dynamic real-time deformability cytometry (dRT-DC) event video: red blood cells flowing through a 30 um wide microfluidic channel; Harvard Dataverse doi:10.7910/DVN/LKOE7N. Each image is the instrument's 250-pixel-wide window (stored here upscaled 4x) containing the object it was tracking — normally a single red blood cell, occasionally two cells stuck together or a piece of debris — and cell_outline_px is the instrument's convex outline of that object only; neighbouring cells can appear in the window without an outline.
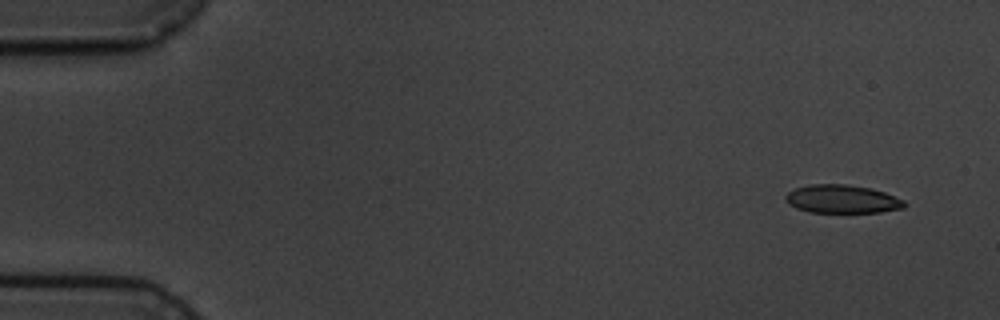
{"species": "common noctule bat (a hibernating species)", "species_latin": "Nyctalus noctula", "temperature_condition": "cold", "stored_images_in_passage": 6, "camera_frame_rate_fps": 3000, "um_per_image_px": 0.085, "animal": {"sex": "male", "body_mass_g": 19.5, "forearm_length_mm": 54.6}, "frame": {"image": 1, "passage_image": 1, "time_ms": 0.0, "image_size_px": [1000, 320], "cell_outline_px": [[908, 204], [904, 208], [880, 212], [808, 212], [796, 208], [788, 204], [784, 200], [784, 196], [788, 192], [796, 188], [808, 184], [848, 184], [872, 188], [884, 192], [904, 200]], "centroid_in_image_um": [71.57, 16.92], "position_along_channel_um": 13.4, "area_um2": 19.83}}
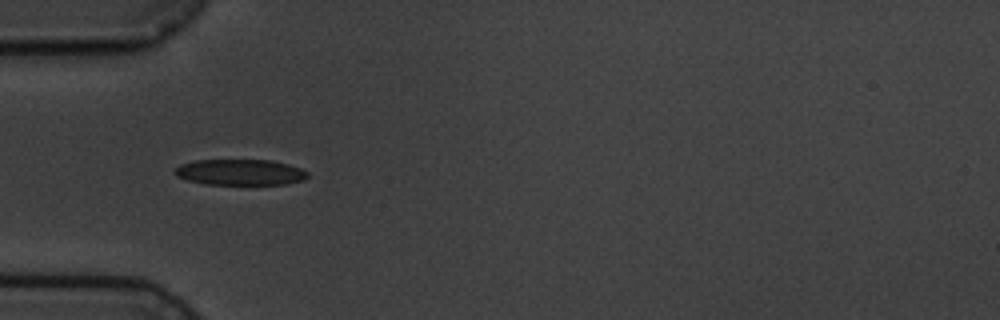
{"frame": {"image": 2, "passage_image": 5, "time_ms": 4.667, "image_size_px": [1000, 320], "cell_outline_px": [[308, 176], [304, 180], [288, 184], [204, 184], [188, 180], [176, 176], [172, 172], [180, 164], [196, 160], [272, 160], [288, 164], [300, 168], [308, 172]], "centroid_in_image_um": [20.41, 14.64], "position_along_channel_um": 64.6, "area_um2": 20.11}}
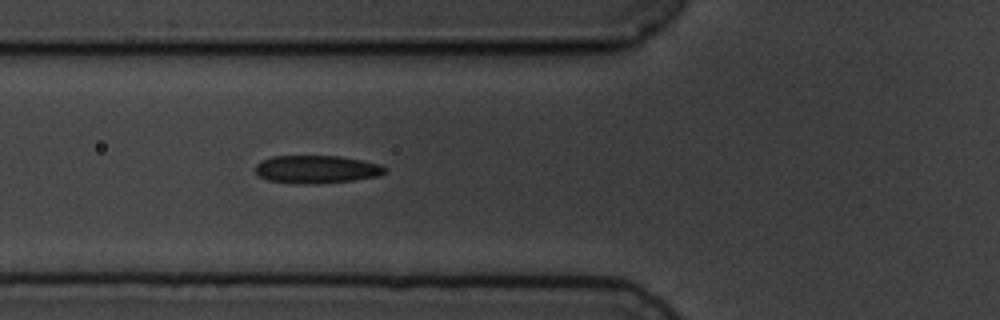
{"frame": {"image": 3, "passage_image": 6, "time_ms": 5.667, "image_size_px": [1000, 320], "cell_outline_px": [[388, 172], [380, 176], [352, 180], [316, 184], [304, 184], [268, 180], [260, 176], [256, 172], [256, 164], [260, 160], [272, 156], [340, 156], [380, 164], [388, 168]], "centroid_in_image_um": [26.94, 14.39], "position_along_channel_um": 98.9, "area_um2": 21.15}}